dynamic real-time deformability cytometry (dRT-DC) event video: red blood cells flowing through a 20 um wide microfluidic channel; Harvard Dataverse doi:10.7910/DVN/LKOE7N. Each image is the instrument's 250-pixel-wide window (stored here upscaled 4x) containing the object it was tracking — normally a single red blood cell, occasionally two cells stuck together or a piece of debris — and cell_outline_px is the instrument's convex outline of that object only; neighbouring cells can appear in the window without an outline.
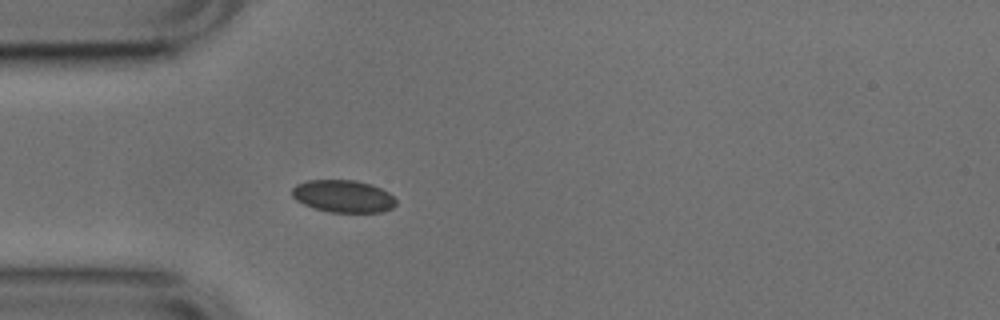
{"species": "common noctule bat (a hibernating species)", "species_latin": "Nyctalus noctula", "temperature_condition": "cold", "stored_images_in_passage": 33, "camera_frame_rate_fps": 3000, "um_per_image_px": 0.085, "animal": {"sex": "male", "body_mass_g": 17.9, "forearm_length_mm": 54.2}, "frame": {"image": 1, "passage_image": 14, "time_ms": 4.333, "image_size_px": [1000, 320], "cell_outline_px": [[396, 204], [392, 208], [380, 212], [328, 212], [304, 204], [296, 200], [292, 196], [292, 188], [296, 184], [308, 180], [356, 180], [372, 184], [388, 192], [396, 200]], "centroid_in_image_um": [29.17, 16.67], "position_along_channel_um": 55.8, "area_um2": 19.59}}
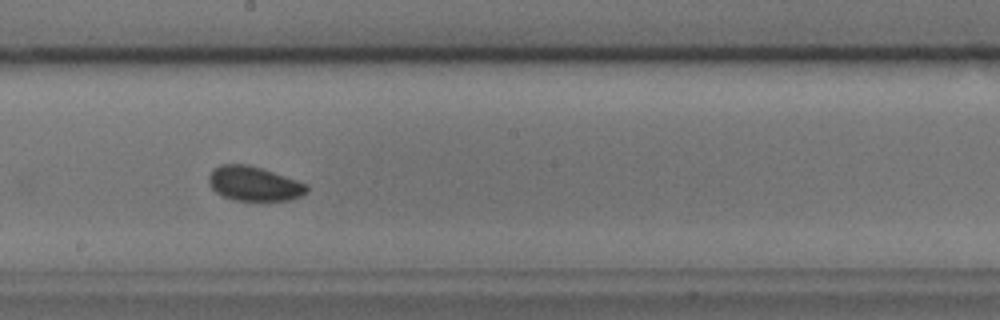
{"frame": {"image": 2, "passage_image": 28, "time_ms": 9.0, "image_size_px": [1000, 320], "cell_outline_px": [[308, 192], [300, 196], [288, 200], [232, 200], [216, 192], [208, 184], [208, 176], [220, 164], [248, 164], [264, 168], [308, 184]], "centroid_in_image_um": [21.61, 15.6], "position_along_channel_um": 226.6, "area_um2": 19.77}}